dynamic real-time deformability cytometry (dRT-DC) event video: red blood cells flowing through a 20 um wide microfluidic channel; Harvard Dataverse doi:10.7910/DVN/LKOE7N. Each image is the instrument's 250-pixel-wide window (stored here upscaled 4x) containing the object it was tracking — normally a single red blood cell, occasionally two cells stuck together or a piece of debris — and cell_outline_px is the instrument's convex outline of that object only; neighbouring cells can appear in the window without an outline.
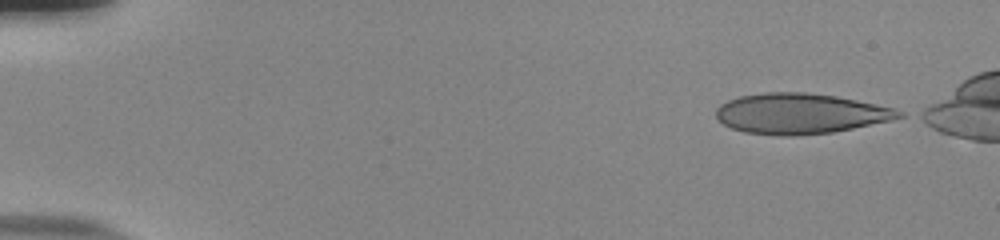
{"species": "human", "species_latin": "Homo sapiens", "temperature_condition": "room temperature", "stored_images_in_passage": 49, "camera_frame_rate_fps": 3000, "um_per_image_px": 0.085, "donor": {"sex": "male"}, "frame": {"image": 1, "passage_image": 1, "time_ms": 0.0, "image_size_px": [1000, 240], "cell_outline_px": [[904, 116], [892, 120], [832, 132], [792, 136], [780, 136], [744, 132], [732, 128], [716, 120], [716, 108], [720, 104], [728, 100], [740, 96], [764, 92], [804, 92], [836, 96], [896, 108], [904, 112]], "centroid_in_image_um": [68.01, 9.65], "position_along_channel_um": 17.0, "area_um2": 43.18}}
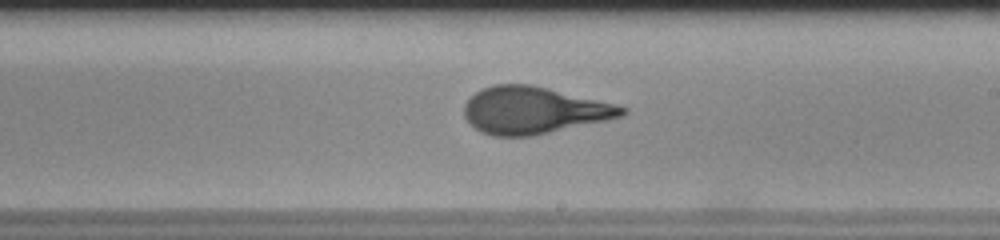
{"frame": {"image": 2, "passage_image": 29, "time_ms": 9.333, "image_size_px": [1000, 240], "cell_outline_px": [[628, 112], [624, 116], [532, 136], [492, 136], [480, 132], [464, 116], [464, 104], [480, 88], [492, 84], [532, 84], [616, 104], [628, 108]], "centroid_in_image_um": [45.36, 9.37], "position_along_channel_um": 243.6, "area_um2": 43.23}}
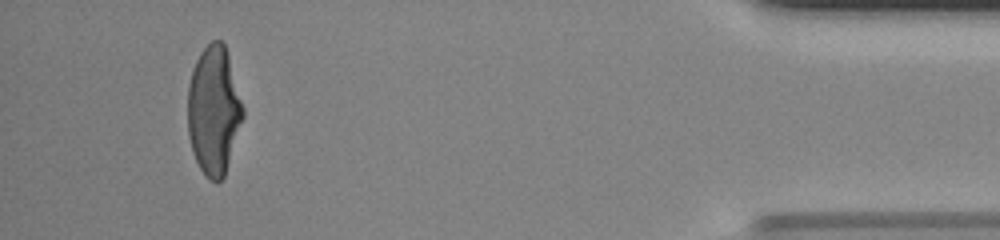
{"frame": {"image": 3, "passage_image": 47, "time_ms": 15.333, "image_size_px": [1000, 240], "cell_outline_px": [[244, 116], [224, 176], [216, 184], [208, 180], [204, 176], [192, 152], [188, 136], [188, 84], [196, 60], [200, 52], [212, 40], [220, 40], [224, 44], [228, 56], [244, 108]], "centroid_in_image_um": [18.16, 9.43], "position_along_channel_um": 417.0, "area_um2": 41.33}}